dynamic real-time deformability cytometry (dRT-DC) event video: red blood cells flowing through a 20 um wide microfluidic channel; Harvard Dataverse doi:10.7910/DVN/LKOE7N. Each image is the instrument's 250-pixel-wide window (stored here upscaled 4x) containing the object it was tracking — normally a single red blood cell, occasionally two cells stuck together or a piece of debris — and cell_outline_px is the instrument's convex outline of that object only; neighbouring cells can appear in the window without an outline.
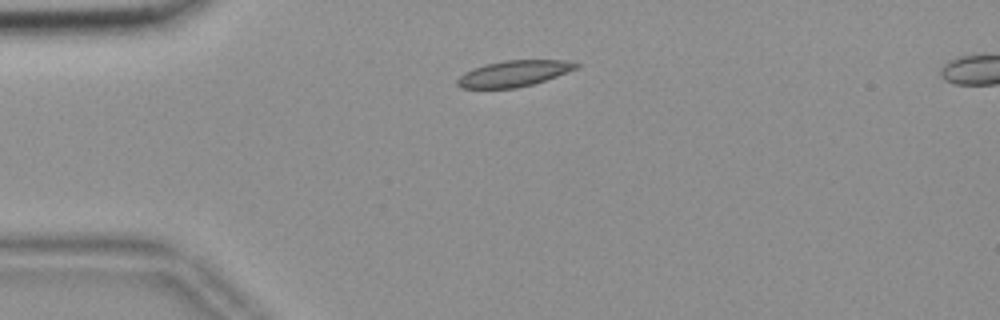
{"species": "common noctule bat (a hibernating species)", "species_latin": "Nyctalus noctula", "temperature_condition": "room temperature", "stored_images_in_passage": 49, "camera_frame_rate_fps": 3000, "um_per_image_px": 0.085, "animal": {"sex": "female", "body_mass_g": 18.4}, "frame": {"image": 1, "passage_image": 7, "time_ms": 2.0, "image_size_px": [1000, 320], "cell_outline_px": [[580, 68], [532, 84], [516, 88], [460, 88], [456, 84], [456, 80], [464, 72], [472, 68], [484, 64], [504, 60], [568, 60], [580, 64]], "centroid_in_image_um": [43.67, 6.24], "position_along_channel_um": 41.3, "area_um2": 18.15}}
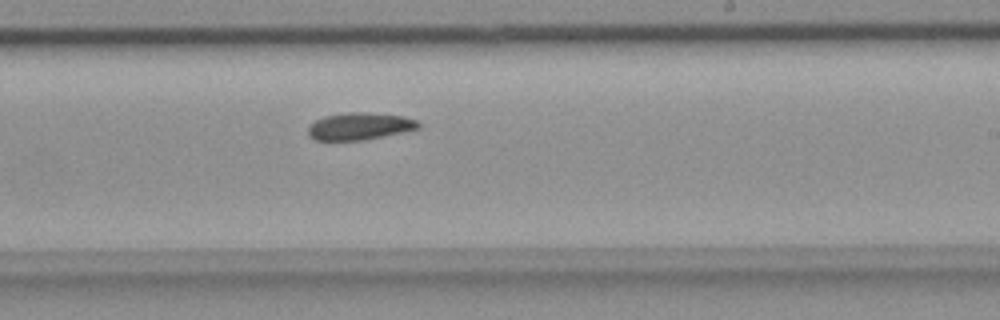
{"frame": {"image": 2, "passage_image": 27, "time_ms": 8.667, "image_size_px": [1000, 320], "cell_outline_px": [[420, 128], [360, 140], [316, 140], [308, 136], [308, 128], [316, 120], [324, 116], [348, 112], [368, 112], [404, 116], [420, 120]], "centroid_in_image_um": [30.58, 10.71], "position_along_channel_um": 258.4, "area_um2": 17.34}}
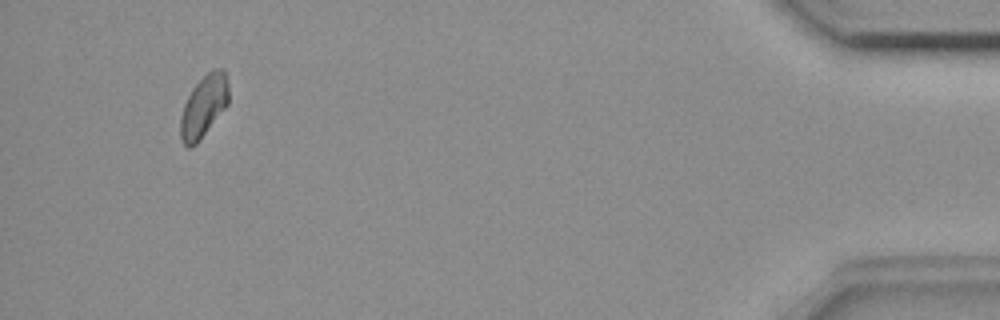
{"frame": {"image": 3, "passage_image": 46, "time_ms": 15.0, "image_size_px": [1000, 320], "cell_outline_px": [[228, 104], [196, 144], [188, 148], [180, 140], [180, 116], [184, 104], [192, 88], [212, 68], [224, 68], [228, 80]], "centroid_in_image_um": [17.31, 9.01], "position_along_channel_um": 417.9, "area_um2": 17.4}}